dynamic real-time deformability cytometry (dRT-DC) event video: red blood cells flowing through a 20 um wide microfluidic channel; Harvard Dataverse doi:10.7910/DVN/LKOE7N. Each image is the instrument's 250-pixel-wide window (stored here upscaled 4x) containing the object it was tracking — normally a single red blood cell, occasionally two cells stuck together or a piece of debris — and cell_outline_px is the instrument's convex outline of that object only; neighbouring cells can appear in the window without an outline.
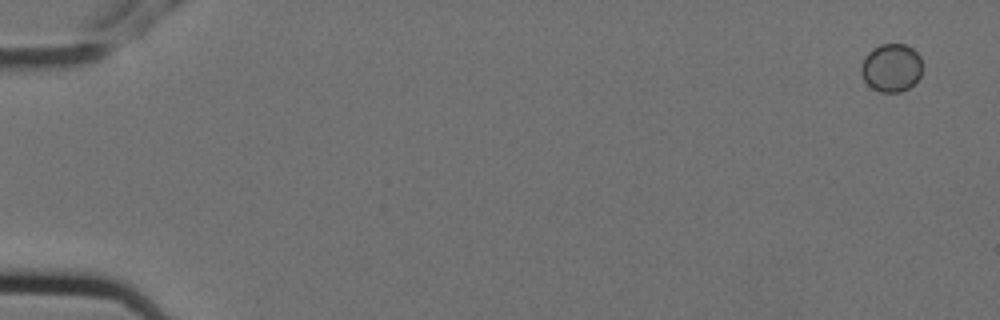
{"species": "Egyptian fruit bat (a non-hibernating species)", "species_latin": "Rousettus aegyptiacus", "temperature_condition": "cold", "stored_images_in_passage": 8, "camera_frame_rate_fps": 3000, "um_per_image_px": 0.085, "animal": {"sex": "female"}, "frame": {"image": 1, "passage_image": 1, "time_ms": 0.0, "image_size_px": [1000, 320], "cell_outline_px": [[920, 76], [908, 88], [900, 92], [880, 92], [872, 88], [864, 80], [860, 72], [860, 68], [864, 56], [872, 48], [880, 44], [904, 44], [912, 48], [920, 56]], "centroid_in_image_um": [75.72, 5.75], "position_along_channel_um": 9.3, "area_um2": 17.11}}
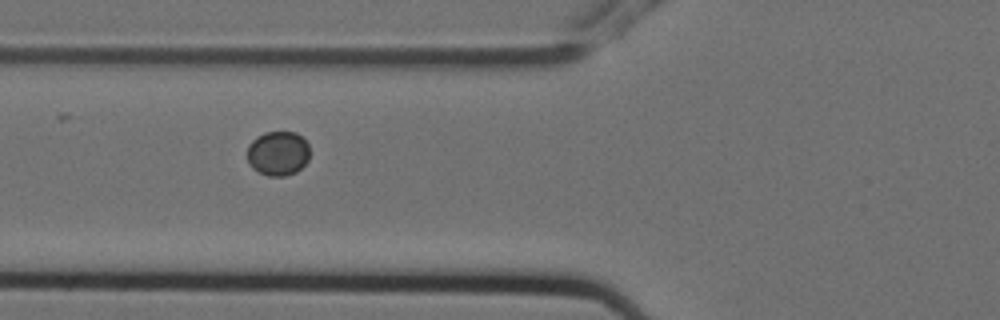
{"frame": {"image": 2, "passage_image": 7, "time_ms": 2.0, "image_size_px": [1000, 320], "cell_outline_px": [[308, 160], [296, 172], [284, 176], [268, 176], [252, 168], [248, 160], [248, 144], [256, 136], [264, 132], [296, 132], [308, 144]], "centroid_in_image_um": [23.61, 13.03], "position_along_channel_um": 102.2, "area_um2": 16.13}}
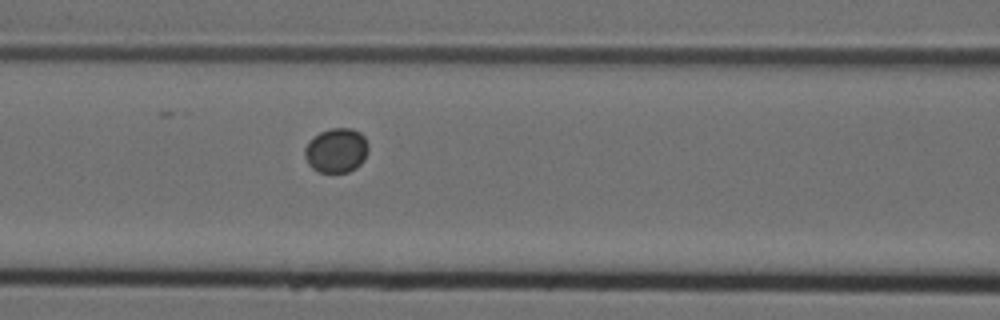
{"frame": {"image": 3, "passage_image": 8, "time_ms": 2.333, "image_size_px": [1000, 320], "cell_outline_px": [[368, 148], [364, 160], [356, 168], [348, 172], [320, 172], [312, 168], [308, 164], [304, 156], [304, 148], [320, 132], [332, 128], [352, 128], [360, 132], [364, 136], [368, 144]], "centroid_in_image_um": [28.61, 12.79], "position_along_channel_um": 138.0, "area_um2": 16.42}}